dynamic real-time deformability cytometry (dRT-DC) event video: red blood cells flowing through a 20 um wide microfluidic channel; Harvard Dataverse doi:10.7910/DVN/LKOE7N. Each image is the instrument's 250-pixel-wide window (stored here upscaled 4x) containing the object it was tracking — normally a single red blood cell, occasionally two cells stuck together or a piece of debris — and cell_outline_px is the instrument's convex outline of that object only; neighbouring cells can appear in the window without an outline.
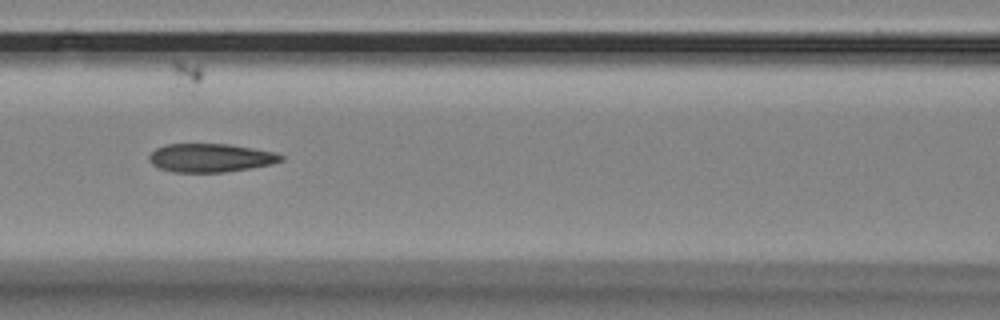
{"species": "Egyptian fruit bat (a non-hibernating species)", "species_latin": "Rousettus aegyptiacus", "temperature_condition": "room temperature", "stored_images_in_passage": 13, "camera_frame_rate_fps": 3000, "um_per_image_px": 0.085, "animal": {"sex": "female"}, "frame": {"image": 1, "passage_image": 6, "time_ms": 1.667, "image_size_px": [1000, 320], "cell_outline_px": [[284, 160], [272, 164], [224, 172], [172, 172], [160, 168], [152, 164], [148, 160], [148, 156], [156, 148], [164, 144], [228, 144], [252, 148], [272, 152], [284, 156]], "centroid_in_image_um": [17.86, 13.41], "position_along_channel_um": 148.7, "area_um2": 21.79}}
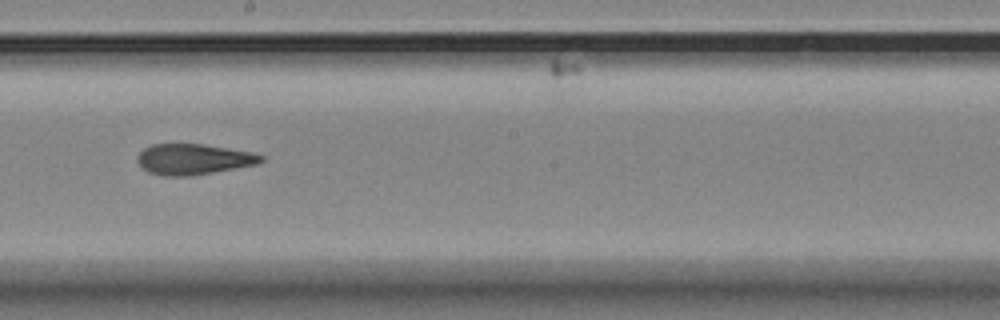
{"frame": {"image": 2, "passage_image": 8, "time_ms": 2.333, "image_size_px": [1000, 320], "cell_outline_px": [[264, 160], [256, 164], [192, 176], [164, 176], [148, 172], [136, 160], [140, 152], [144, 148], [152, 144], [204, 144], [252, 152], [264, 156]], "centroid_in_image_um": [16.44, 13.53], "position_along_channel_um": 231.8, "area_um2": 22.02}}
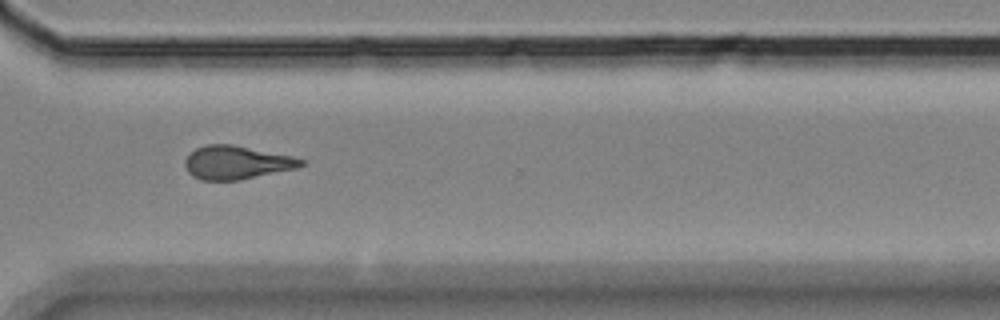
{"frame": {"image": 3, "passage_image": 11, "time_ms": 3.333, "image_size_px": [1000, 320], "cell_outline_px": [[304, 164], [296, 168], [240, 180], [200, 180], [192, 176], [188, 172], [184, 164], [184, 160], [196, 148], [208, 144], [232, 144], [292, 156], [304, 160]], "centroid_in_image_um": [20.08, 13.82], "position_along_channel_um": 350.5, "area_um2": 22.48}}